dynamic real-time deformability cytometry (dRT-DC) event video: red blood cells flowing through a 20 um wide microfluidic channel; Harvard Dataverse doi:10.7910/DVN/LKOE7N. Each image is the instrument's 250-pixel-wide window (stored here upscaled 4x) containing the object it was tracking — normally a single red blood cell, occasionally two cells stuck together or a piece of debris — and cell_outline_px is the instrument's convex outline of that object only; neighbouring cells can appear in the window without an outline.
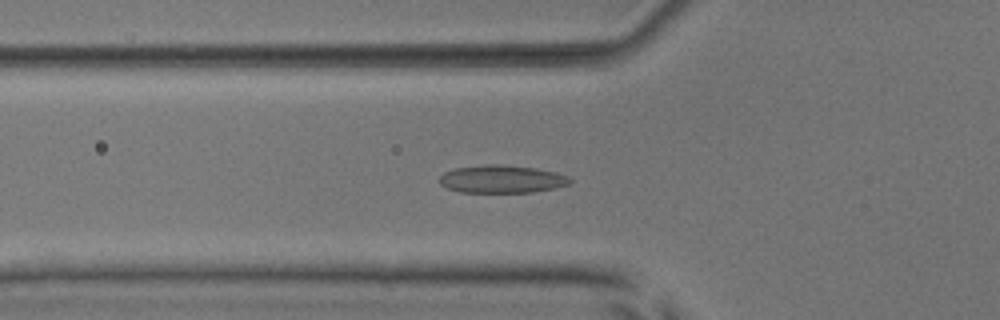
{"species": "common noctule bat (a hibernating species)", "species_latin": "Nyctalus noctula", "temperature_condition": "room temperature", "stored_images_in_passage": 52, "camera_frame_rate_fps": 3000, "um_per_image_px": 0.085, "animal": {"sex": "male", "body_mass_g": 17.9, "forearm_length_mm": 54.2}, "frame": {"image": 1, "passage_image": 19, "time_ms": 6.0, "image_size_px": [1000, 320], "cell_outline_px": [[572, 180], [568, 184], [556, 188], [532, 192], [460, 192], [448, 188], [440, 184], [436, 180], [444, 172], [456, 168], [488, 164], [496, 164], [536, 168], [556, 172], [568, 176]], "centroid_in_image_um": [42.64, 15.22], "position_along_channel_um": 83.2, "area_um2": 21.15}}
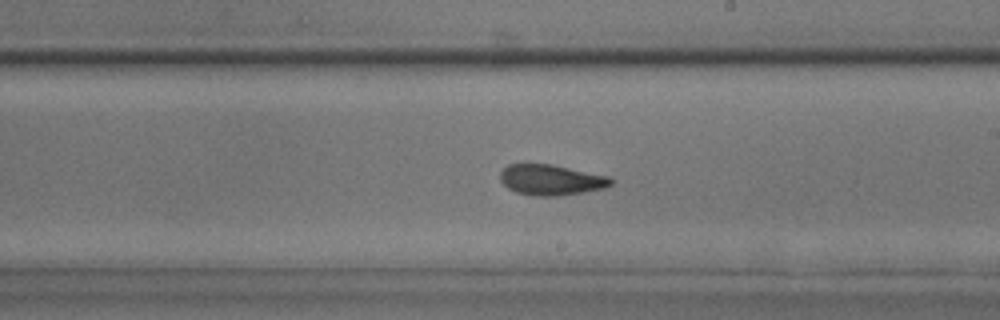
{"frame": {"image": 2, "passage_image": 31, "time_ms": 10.0, "image_size_px": [1000, 320], "cell_outline_px": [[612, 184], [604, 188], [584, 192], [556, 196], [536, 196], [516, 192], [508, 188], [500, 180], [500, 172], [508, 164], [552, 164], [608, 176], [612, 180]], "centroid_in_image_um": [46.82, 15.29], "position_along_channel_um": 242.2, "area_um2": 19.65}}
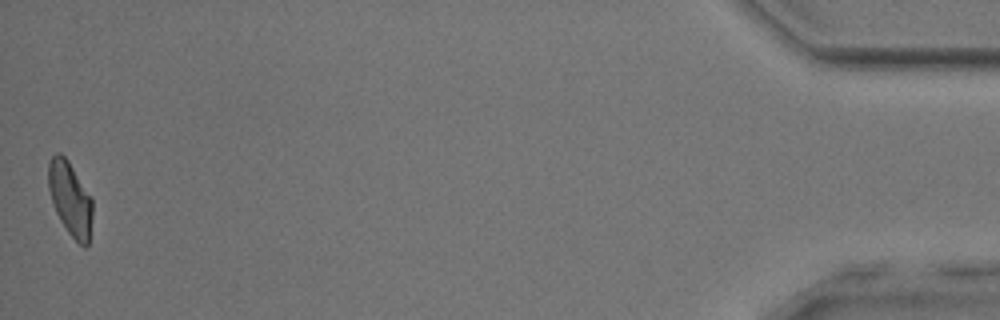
{"frame": {"image": 3, "passage_image": 52, "time_ms": 17.0, "image_size_px": [1000, 320], "cell_outline_px": [[92, 216], [88, 244], [84, 248], [68, 232], [60, 220], [56, 212], [48, 188], [48, 160], [56, 152], [60, 152], [68, 160], [92, 196]], "centroid_in_image_um": [5.97, 16.85], "position_along_channel_um": 429.2, "area_um2": 19.07}, "authors_computed_cell_mechanics": {"area_um2": 20.0566, "velocity_mm_per_s": 3.9903, "shape_relaxation_time_tau1_ms": 5.3209, "shape_relaxation_time_tau2_ms": 2.0279, "deformation_change_tau1": 0.1461, "deformation_change_tau2": 0.0805}}